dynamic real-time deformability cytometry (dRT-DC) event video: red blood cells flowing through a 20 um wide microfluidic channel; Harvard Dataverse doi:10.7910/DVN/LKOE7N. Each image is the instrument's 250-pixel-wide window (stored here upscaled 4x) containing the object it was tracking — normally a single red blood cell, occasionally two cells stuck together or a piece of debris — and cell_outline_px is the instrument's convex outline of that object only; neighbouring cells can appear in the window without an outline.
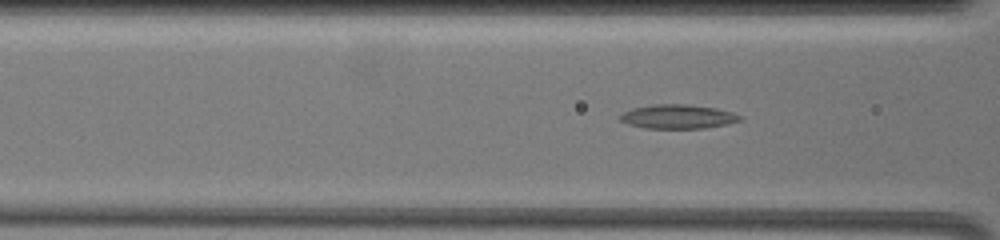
{"species": "common noctule bat (a hibernating species)", "species_latin": "Nyctalus noctula", "temperature_condition": "warm", "stored_images_in_passage": 7, "camera_frame_rate_fps": 3000, "um_per_image_px": 0.085, "animal": {"sex": "female", "body_mass_g": 19.5, "forearm_length_mm": 54.1}, "frame": {"image": 1, "passage_image": 4, "time_ms": 0.667, "image_size_px": [1000, 240], "cell_outline_px": [[740, 120], [728, 124], [704, 128], [644, 128], [628, 124], [620, 120], [620, 116], [624, 112], [632, 108], [652, 104], [688, 104], [716, 108], [732, 112], [740, 116]], "centroid_in_image_um": [57.6, 9.9], "position_along_channel_um": 109.0, "area_um2": 16.76}}